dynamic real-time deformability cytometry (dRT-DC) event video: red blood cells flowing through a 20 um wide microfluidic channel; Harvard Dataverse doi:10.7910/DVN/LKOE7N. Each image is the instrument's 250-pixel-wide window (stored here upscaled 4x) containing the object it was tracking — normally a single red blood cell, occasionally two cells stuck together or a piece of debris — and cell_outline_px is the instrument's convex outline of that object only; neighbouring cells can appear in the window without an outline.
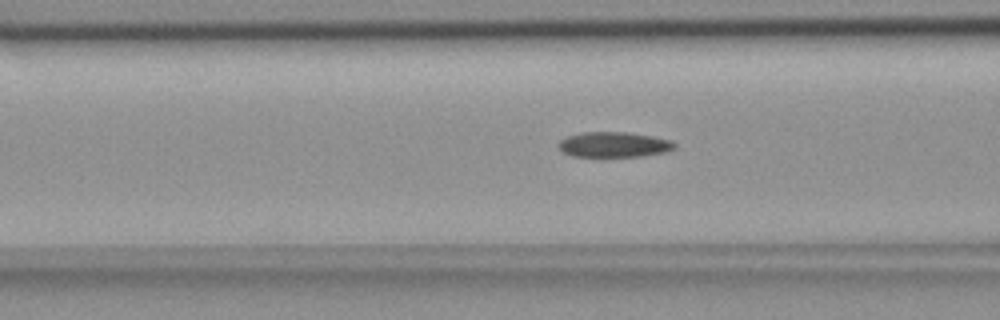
{"species": "common noctule bat (a hibernating species)", "species_latin": "Nyctalus noctula", "temperature_condition": "room temperature", "stored_images_in_passage": 39, "camera_frame_rate_fps": 3000, "um_per_image_px": 0.085, "animal": {"sex": "female", "body_mass_g": 18.4}, "frame": {"image": 1, "passage_image": 5, "time_ms": 1.333, "image_size_px": [1000, 320], "cell_outline_px": [[676, 148], [664, 152], [640, 156], [572, 156], [564, 152], [556, 144], [560, 140], [568, 136], [580, 132], [628, 132], [652, 136], [672, 140], [676, 144]], "centroid_in_image_um": [52.18, 12.28], "position_along_channel_um": 114.4, "area_um2": 17.05}}
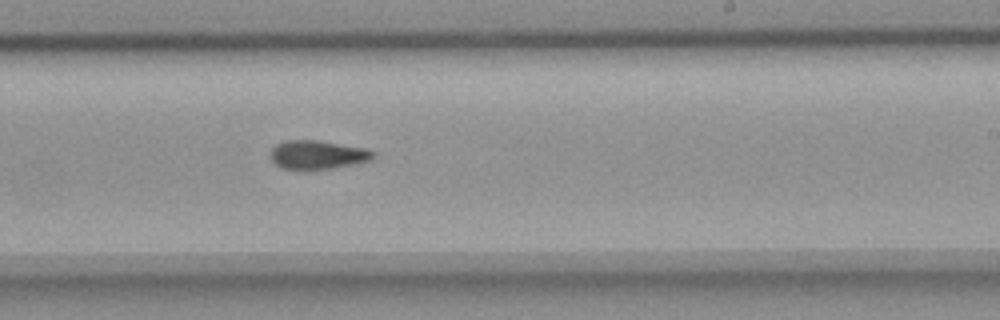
{"frame": {"image": 2, "passage_image": 17, "time_ms": 5.333, "image_size_px": [1000, 320], "cell_outline_px": [[376, 152], [368, 160], [352, 164], [332, 168], [304, 172], [280, 168], [272, 164], [268, 156], [268, 152], [276, 144], [284, 140], [316, 140], [368, 148]], "centroid_in_image_um": [26.86, 13.18], "position_along_channel_um": 262.1, "area_um2": 17.92}}
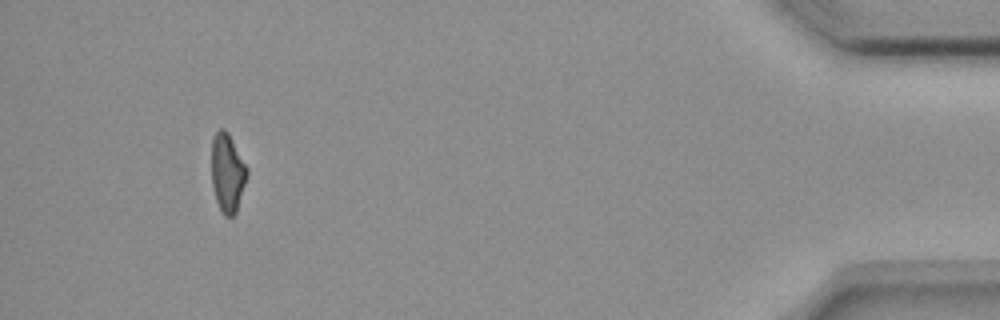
{"frame": {"image": 3, "passage_image": 35, "time_ms": 11.333, "image_size_px": [1000, 320], "cell_outline_px": [[248, 172], [236, 212], [232, 216], [224, 216], [216, 200], [212, 184], [212, 136], [220, 128], [224, 128], [228, 132], [248, 168]], "centroid_in_image_um": [19.33, 14.65], "position_along_channel_um": 415.9, "area_um2": 16.13}, "authors_computed_cell_mechanics": {"area_um2": 17.2822, "velocity_mm_per_s": 3.701, "shape_relaxation_time_tau1_ms": null, "shape_relaxation_time_tau2_ms": 4.8969, "deformation_change_tau1": null, "deformation_change_tau2": 0.1054}}